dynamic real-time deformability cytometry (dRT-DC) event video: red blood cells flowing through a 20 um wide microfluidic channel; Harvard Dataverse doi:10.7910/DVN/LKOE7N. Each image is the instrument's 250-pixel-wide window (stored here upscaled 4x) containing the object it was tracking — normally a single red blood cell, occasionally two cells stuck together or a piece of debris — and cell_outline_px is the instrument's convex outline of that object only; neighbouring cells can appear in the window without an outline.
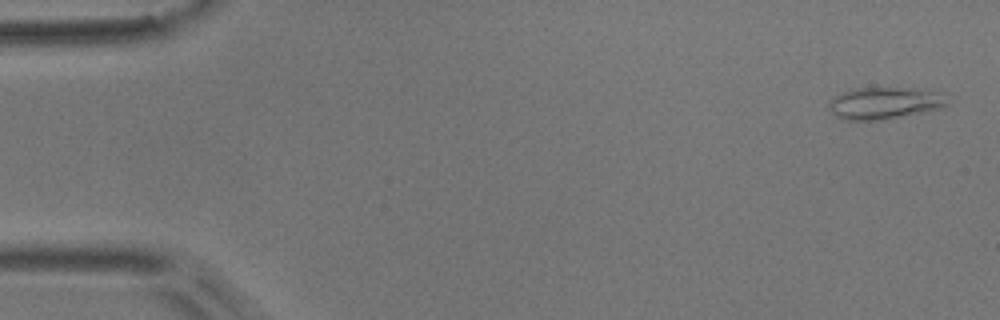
{"species": "common noctule bat (a hibernating species)", "species_latin": "Nyctalus noctula", "temperature_condition": "room temperature", "stored_images_in_passage": 4, "camera_frame_rate_fps": 3000, "um_per_image_px": 0.085, "animal": {"sex": "male", "body_mass_g": 17.9}, "frame": {"image": 1, "passage_image": 1, "time_ms": 0.0, "image_size_px": [1000, 320], "cell_outline_px": [[948, 104], [936, 108], [920, 112], [884, 120], [848, 120], [836, 116], [828, 108], [828, 100], [844, 92], [856, 88], [916, 88], [936, 92]], "centroid_in_image_um": [75.07, 8.77], "position_along_channel_um": 9.9, "area_um2": 21.44}}